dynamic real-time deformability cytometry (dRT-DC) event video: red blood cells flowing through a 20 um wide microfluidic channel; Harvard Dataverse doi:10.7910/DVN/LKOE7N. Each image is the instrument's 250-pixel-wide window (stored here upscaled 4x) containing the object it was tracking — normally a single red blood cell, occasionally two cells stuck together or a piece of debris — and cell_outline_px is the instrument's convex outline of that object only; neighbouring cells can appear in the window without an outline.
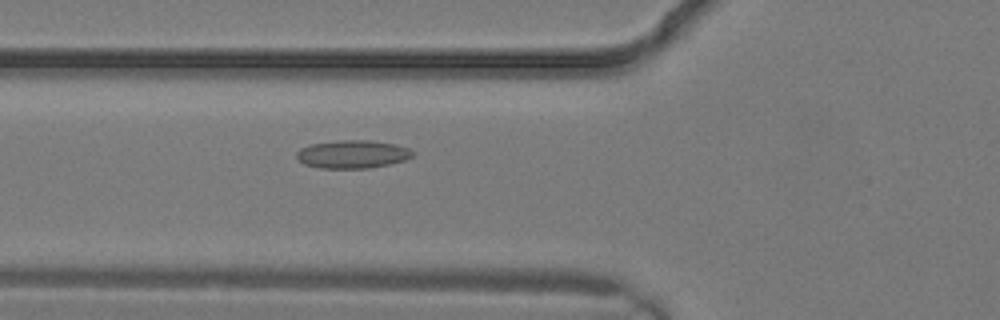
{"species": "common noctule bat (a hibernating species)", "species_latin": "Nyctalus noctula", "temperature_condition": "warm", "stored_images_in_passage": 3, "camera_frame_rate_fps": 3000, "um_per_image_px": 0.085, "animal": {"sex": "male", "body_mass_g": 19.2, "forearm_length_mm": 51.8}, "frame": {"image": 1, "passage_image": 3, "time_ms": 0.667, "image_size_px": [1000, 320], "cell_outline_px": [[412, 156], [404, 160], [388, 164], [368, 168], [320, 168], [304, 164], [296, 156], [296, 152], [300, 148], [312, 144], [340, 140], [368, 140], [396, 144], [408, 148], [412, 152]], "centroid_in_image_um": [29.94, 13.1], "position_along_channel_um": 95.9, "area_um2": 18.79}}